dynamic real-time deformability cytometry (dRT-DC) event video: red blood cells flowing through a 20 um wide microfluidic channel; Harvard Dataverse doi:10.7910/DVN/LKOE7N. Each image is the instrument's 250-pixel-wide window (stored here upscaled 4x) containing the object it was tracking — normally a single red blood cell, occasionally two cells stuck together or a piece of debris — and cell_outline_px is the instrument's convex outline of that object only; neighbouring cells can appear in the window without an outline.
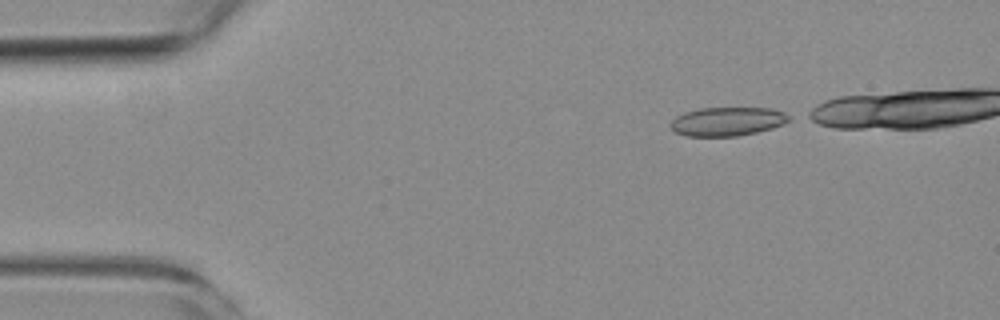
{"species": "common noctule bat (a hibernating species)", "species_latin": "Nyctalus noctula", "temperature_condition": "room temperature", "stored_images_in_passage": 5, "camera_frame_rate_fps": 3000, "um_per_image_px": 0.085, "animal": {"sex": "female", "body_mass_g": 19.3, "forearm_length_mm": 54.1}, "frame": {"image": 1, "passage_image": 1, "time_ms": 0.0, "image_size_px": [1000, 320], "cell_outline_px": [[792, 116], [788, 120], [772, 128], [756, 132], [736, 136], [684, 136], [676, 132], [668, 124], [676, 116], [684, 112], [700, 108], [772, 108], [784, 112]], "centroid_in_image_um": [61.79, 10.32], "position_along_channel_um": 23.2, "area_um2": 19.83}}
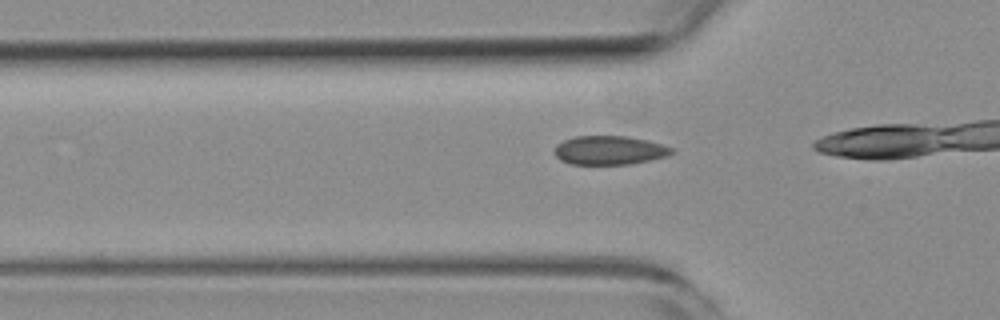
{"frame": {"image": 2, "passage_image": 4, "time_ms": 5.0, "image_size_px": [1000, 320], "cell_outline_px": [[672, 152], [668, 156], [628, 164], [568, 164], [560, 160], [552, 152], [556, 144], [564, 140], [576, 136], [628, 136], [648, 140], [672, 148]], "centroid_in_image_um": [51.74, 12.77], "position_along_channel_um": 74.1, "area_um2": 19.71}}